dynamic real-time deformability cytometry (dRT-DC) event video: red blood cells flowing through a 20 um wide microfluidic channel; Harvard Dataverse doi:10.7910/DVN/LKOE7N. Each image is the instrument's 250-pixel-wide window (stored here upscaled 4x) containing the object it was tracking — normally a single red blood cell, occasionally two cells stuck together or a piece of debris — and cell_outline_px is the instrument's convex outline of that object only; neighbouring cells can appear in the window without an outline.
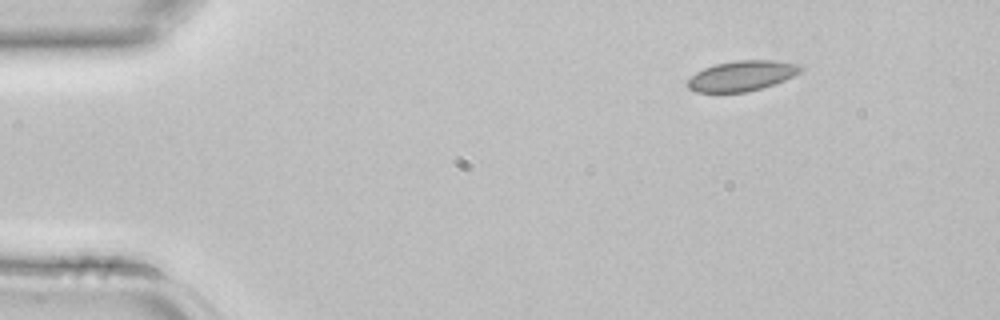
{"species": "common noctule bat (a hibernating species)", "species_latin": "Nyctalus noctula", "temperature_condition": "room temperature", "stored_images_in_passage": 3, "camera_frame_rate_fps": 3000, "um_per_image_px": 0.085, "animal": {"sex": "female", "body_mass_g": 22.7, "forearm_length_mm": 54.2}, "frame": {"image": 1, "passage_image": 1, "time_ms": 0.0, "image_size_px": [1000, 320], "cell_outline_px": [[804, 68], [800, 72], [784, 80], [748, 92], [696, 92], [688, 88], [688, 80], [696, 72], [704, 68], [716, 64], [736, 60], [776, 60], [800, 64]], "centroid_in_image_um": [63.07, 6.43], "position_along_channel_um": 21.9, "area_um2": 19.83}}
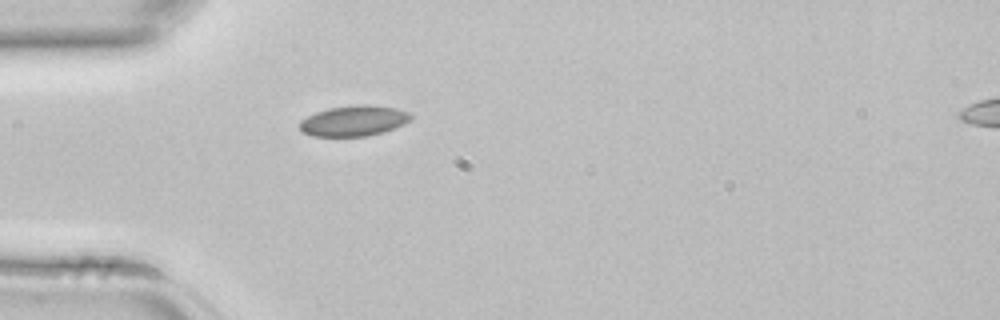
{"frame": {"image": 2, "passage_image": 3, "time_ms": 0.667, "image_size_px": [1000, 320], "cell_outline_px": [[412, 116], [404, 124], [384, 132], [368, 136], [312, 136], [304, 132], [300, 128], [300, 120], [316, 112], [328, 108], [360, 104], [368, 104], [396, 108], [408, 112]], "centroid_in_image_um": [30.08, 10.26], "position_along_channel_um": 54.9, "area_um2": 19.71}}